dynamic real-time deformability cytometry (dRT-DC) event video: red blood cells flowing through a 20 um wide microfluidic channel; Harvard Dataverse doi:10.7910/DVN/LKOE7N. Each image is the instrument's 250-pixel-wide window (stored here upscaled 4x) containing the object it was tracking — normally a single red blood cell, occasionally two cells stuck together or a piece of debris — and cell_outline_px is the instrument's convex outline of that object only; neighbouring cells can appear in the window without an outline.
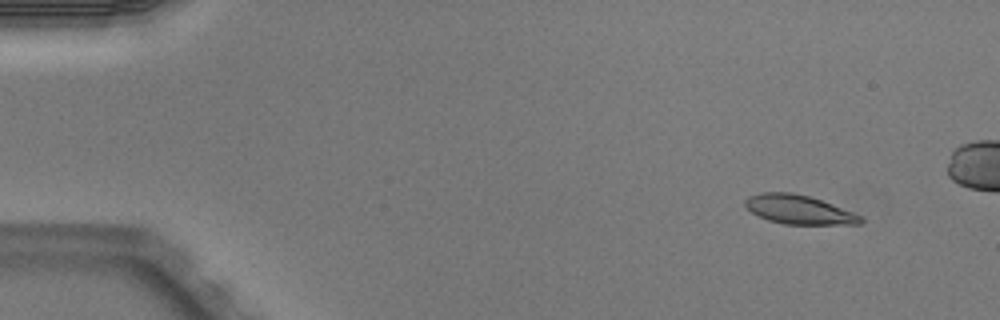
{"species": "Egyptian fruit bat (a non-hibernating species)", "species_latin": "Rousettus aegyptiacus", "temperature_condition": "warm", "stored_images_in_passage": 5, "camera_frame_rate_fps": 3000, "um_per_image_px": 0.085, "animal": {"sex": "male"}, "frame": {"image": 1, "passage_image": 1, "time_ms": 0.0, "image_size_px": [1000, 320], "cell_outline_px": [[864, 220], [860, 224], [784, 224], [768, 220], [752, 212], [744, 204], [744, 200], [748, 196], [760, 192], [792, 192], [808, 196], [832, 204], [864, 216]], "centroid_in_image_um": [67.91, 17.81], "position_along_channel_um": 17.1, "area_um2": 19.48}}